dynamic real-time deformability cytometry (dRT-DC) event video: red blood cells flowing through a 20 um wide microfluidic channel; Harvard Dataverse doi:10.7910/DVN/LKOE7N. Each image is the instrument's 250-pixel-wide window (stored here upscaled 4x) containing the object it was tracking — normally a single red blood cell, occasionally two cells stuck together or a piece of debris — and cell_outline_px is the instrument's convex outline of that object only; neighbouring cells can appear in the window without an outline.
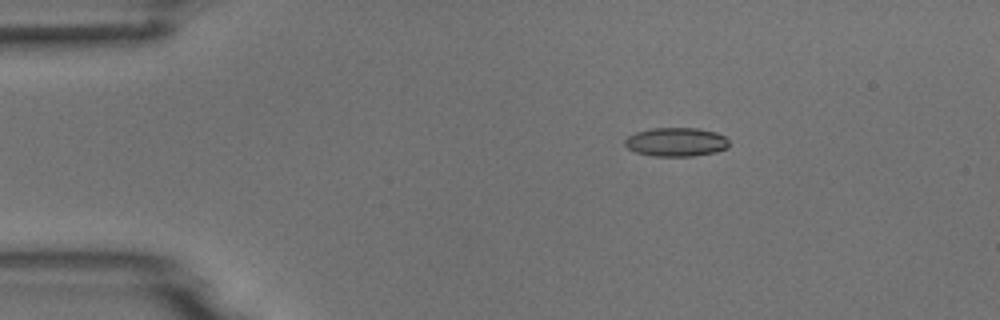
{"species": "common noctule bat (a hibernating species)", "species_latin": "Nyctalus noctula", "temperature_condition": "room temperature", "stored_images_in_passage": 15, "camera_frame_rate_fps": 3000, "um_per_image_px": 0.085, "animal": {"sex": "male", "body_mass_g": 18.8}, "frame": {"image": 1, "passage_image": 3, "time_ms": 3.0, "image_size_px": [1000, 320], "cell_outline_px": [[728, 148], [716, 152], [692, 156], [652, 156], [636, 152], [628, 148], [624, 144], [624, 140], [628, 136], [636, 132], [652, 128], [696, 128], [716, 132], [724, 136], [728, 140]], "centroid_in_image_um": [57.46, 12.07], "position_along_channel_um": 27.5, "area_um2": 17.51}}
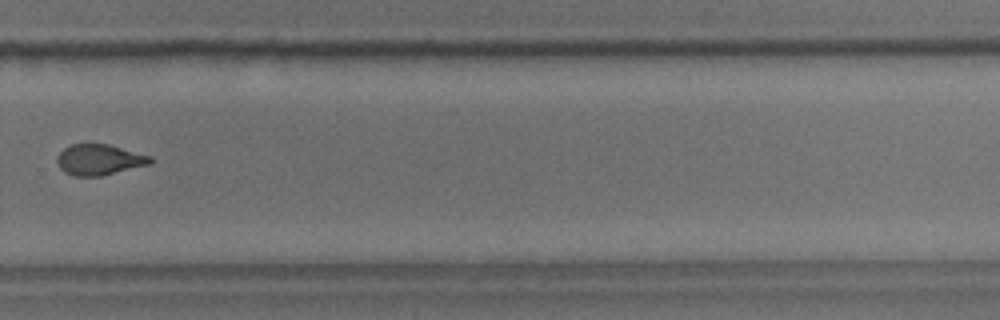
{"frame": {"image": 2, "passage_image": 11, "time_ms": 12.333, "image_size_px": [1000, 320], "cell_outline_px": [[152, 164], [100, 176], [72, 176], [64, 172], [60, 168], [56, 160], [56, 156], [64, 148], [72, 144], [108, 144], [152, 156]], "centroid_in_image_um": [8.44, 13.58], "position_along_channel_um": 321.4, "area_um2": 16.82}}
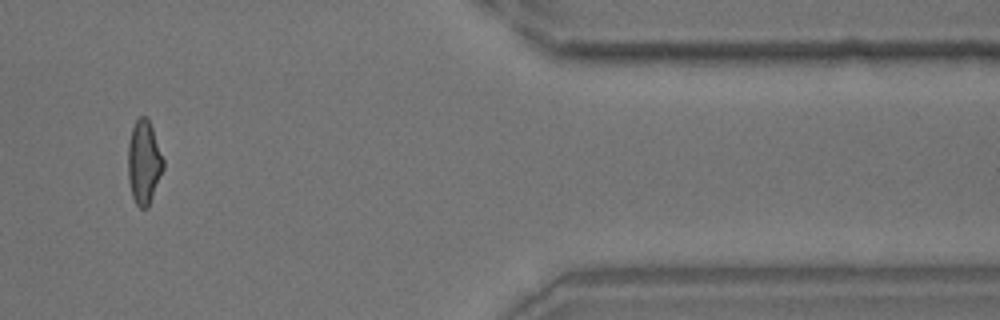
{"frame": {"image": 3, "passage_image": 13, "time_ms": 15.333, "image_size_px": [1000, 320], "cell_outline_px": [[164, 168], [148, 208], [140, 208], [136, 204], [132, 196], [128, 180], [128, 144], [132, 128], [136, 120], [140, 116], [148, 116], [164, 160]], "centroid_in_image_um": [12.23, 13.79], "position_along_channel_um": 399.2, "area_um2": 17.34}}